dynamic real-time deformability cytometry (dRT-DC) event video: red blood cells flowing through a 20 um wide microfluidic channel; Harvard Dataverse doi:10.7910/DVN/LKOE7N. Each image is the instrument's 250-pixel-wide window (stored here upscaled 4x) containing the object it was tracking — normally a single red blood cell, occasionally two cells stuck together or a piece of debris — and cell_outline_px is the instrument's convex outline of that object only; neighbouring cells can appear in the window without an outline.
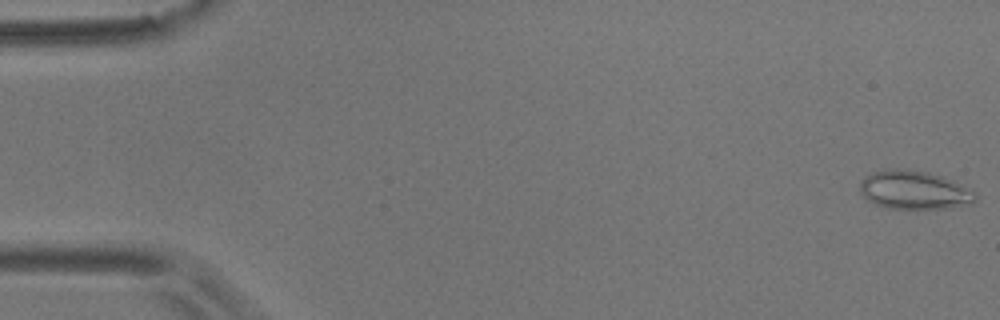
{"species": "common noctule bat (a hibernating species)", "species_latin": "Nyctalus noctula", "temperature_condition": "room temperature", "stored_images_in_passage": 56, "camera_frame_rate_fps": 3000, "um_per_image_px": 0.085, "animal": {"sex": "male", "body_mass_g": 17.9}, "frame": {"image": 1, "passage_image": 1, "time_ms": 0.0, "image_size_px": [1000, 320], "cell_outline_px": [[976, 200], [972, 204], [944, 208], [888, 208], [876, 204], [868, 200], [860, 192], [860, 180], [864, 176], [872, 172], [884, 168], [928, 172], [952, 180], [972, 188], [976, 192]], "centroid_in_image_um": [77.72, 16.15], "position_along_channel_um": 7.3, "area_um2": 25.95}}
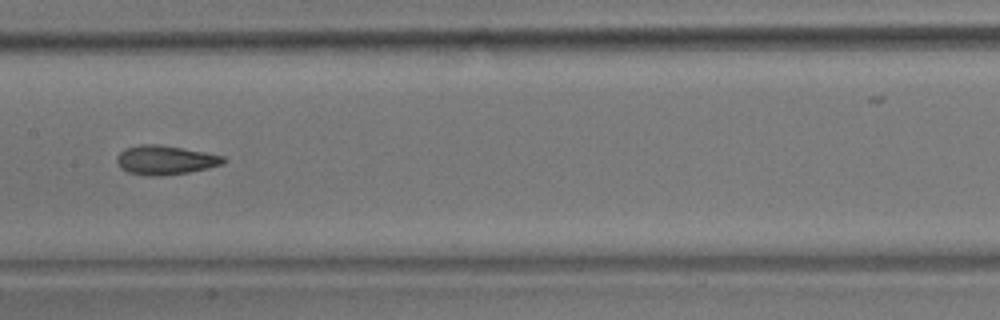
{"frame": {"image": 2, "passage_image": 28, "time_ms": 9.0, "image_size_px": [1000, 320], "cell_outline_px": [[228, 160], [224, 164], [208, 168], [188, 172], [164, 176], [148, 176], [128, 172], [120, 168], [116, 160], [116, 156], [124, 148], [140, 144], [156, 144], [184, 148], [224, 156]], "centroid_in_image_um": [14.05, 13.6], "position_along_channel_um": 193.4, "area_um2": 18.32}}
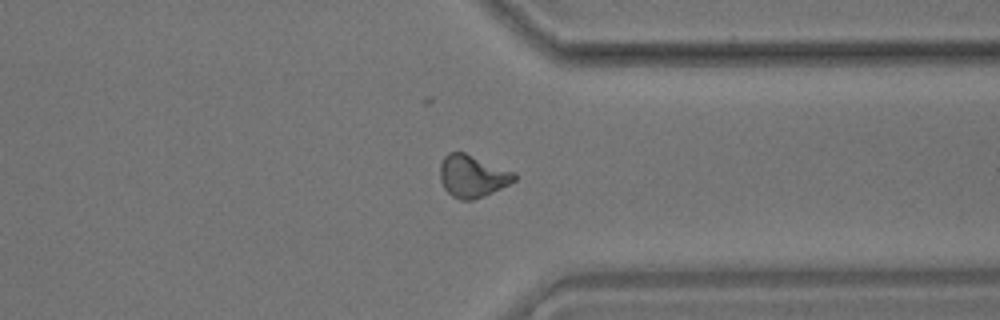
{"frame": {"image": 3, "passage_image": 43, "time_ms": 14.0, "image_size_px": [1000, 320], "cell_outline_px": [[516, 180], [484, 196], [472, 200], [460, 200], [452, 196], [444, 188], [440, 180], [440, 164], [444, 156], [448, 152], [464, 152], [516, 172]], "centroid_in_image_um": [40.14, 14.96], "position_along_channel_um": 371.3, "area_um2": 18.32}, "authors_computed_cell_mechanics": {"area_um2": 18.2648, "velocity_mm_per_s": 3.6049, "shape_relaxation_time_tau1_ms": null, "shape_relaxation_time_tau2_ms": 2.0615, "deformation_change_tau1": null, "deformation_change_tau2": 0.0907}}